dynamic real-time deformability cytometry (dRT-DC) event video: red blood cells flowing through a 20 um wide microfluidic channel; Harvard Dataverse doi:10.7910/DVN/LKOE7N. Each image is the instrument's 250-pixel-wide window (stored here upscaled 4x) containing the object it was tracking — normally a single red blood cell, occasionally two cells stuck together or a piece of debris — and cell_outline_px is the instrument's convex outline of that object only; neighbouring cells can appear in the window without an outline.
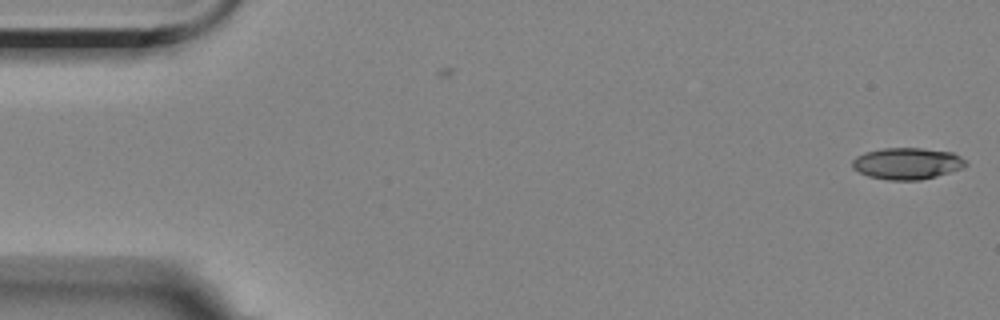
{"species": "Egyptian fruit bat (a non-hibernating species)", "species_latin": "Rousettus aegyptiacus", "temperature_condition": "room temperature", "stored_images_in_passage": 6, "camera_frame_rate_fps": 3000, "um_per_image_px": 0.085, "animal": {"sex": "female"}, "frame": {"image": 1, "passage_image": 6, "time_ms": 1.667, "image_size_px": [1000, 320], "cell_outline_px": [[968, 164], [960, 168], [936, 176], [920, 180], [888, 180], [868, 176], [852, 168], [852, 160], [856, 156], [864, 152], [884, 148], [920, 148], [952, 152], [960, 156]], "centroid_in_image_um": [77.06, 13.89], "position_along_channel_um": 7.9, "area_um2": 20.75}}